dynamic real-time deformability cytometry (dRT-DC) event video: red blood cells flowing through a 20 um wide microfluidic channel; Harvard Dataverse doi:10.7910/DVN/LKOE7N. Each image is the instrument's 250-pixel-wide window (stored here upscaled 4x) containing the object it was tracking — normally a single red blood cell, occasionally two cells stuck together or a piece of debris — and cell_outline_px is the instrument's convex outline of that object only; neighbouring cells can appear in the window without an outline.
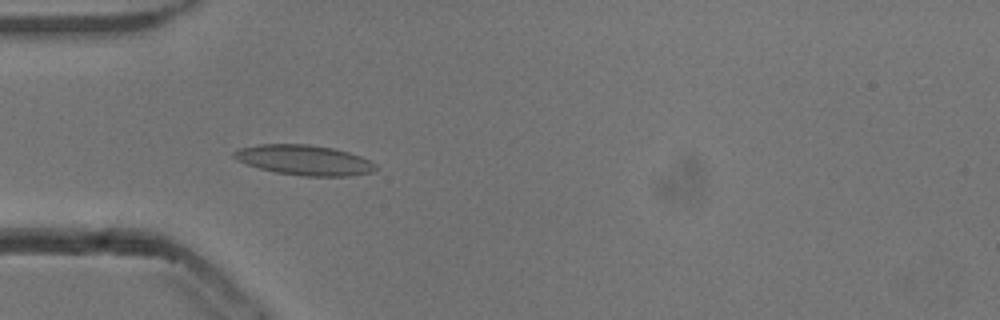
{"species": "common noctule bat (a hibernating species)", "species_latin": "Nyctalus noctula", "temperature_condition": "cold", "stored_images_in_passage": 54, "camera_frame_rate_fps": 3000, "um_per_image_px": 0.085, "animal": {"sex": "male", "body_mass_g": 13.3}, "frame": {"image": 1, "passage_image": 17, "time_ms": 5.333, "image_size_px": [1000, 320], "cell_outline_px": [[376, 168], [372, 172], [348, 176], [304, 176], [276, 172], [260, 168], [236, 160], [232, 156], [232, 152], [240, 148], [260, 144], [308, 144], [332, 148], [348, 152], [360, 156], [376, 164]], "centroid_in_image_um": [25.84, 13.6], "position_along_channel_um": 59.2, "area_um2": 24.68}}
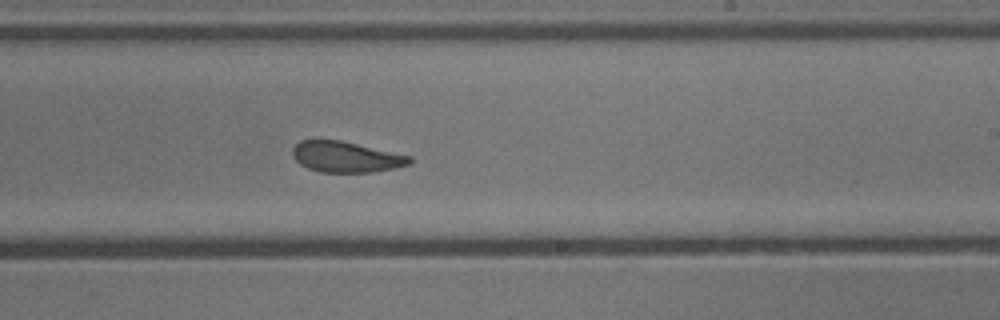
{"frame": {"image": 2, "passage_image": 33, "time_ms": 10.667, "image_size_px": [1000, 320], "cell_outline_px": [[412, 164], [396, 168], [372, 172], [320, 172], [308, 168], [300, 164], [292, 156], [292, 148], [300, 140], [340, 140], [412, 156]], "centroid_in_image_um": [29.43, 13.34], "position_along_channel_um": 259.6, "area_um2": 21.1}}
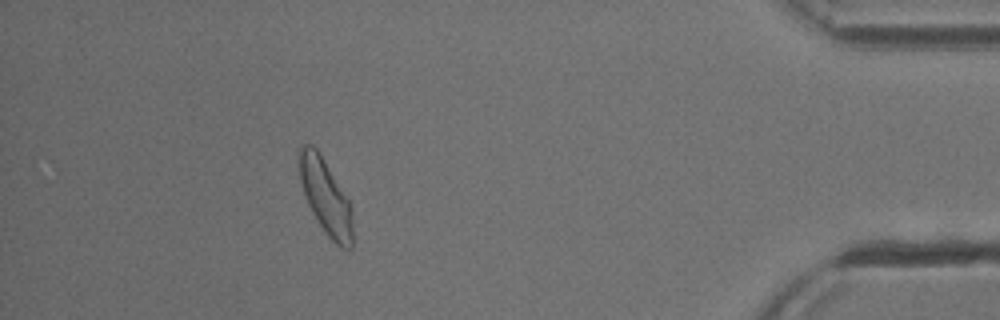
{"frame": {"image": 3, "passage_image": 49, "time_ms": 16.0, "image_size_px": [1000, 320], "cell_outline_px": [[352, 248], [348, 252], [340, 248], [328, 236], [316, 220], [304, 196], [300, 180], [296, 156], [300, 144], [312, 144], [316, 148], [348, 200], [352, 208]], "centroid_in_image_um": [27.64, 16.73], "position_along_channel_um": 407.6, "area_um2": 23.58}, "authors_computed_cell_mechanics": {"area_um2": 23.0333, "velocity_mm_per_s": 3.807, "shape_relaxation_time_tau1_ms": 5.2635, "shape_relaxation_time_tau2_ms": 2.2429, "deformation_change_tau1": 0.1285, "deformation_change_tau2": 0.0737}}